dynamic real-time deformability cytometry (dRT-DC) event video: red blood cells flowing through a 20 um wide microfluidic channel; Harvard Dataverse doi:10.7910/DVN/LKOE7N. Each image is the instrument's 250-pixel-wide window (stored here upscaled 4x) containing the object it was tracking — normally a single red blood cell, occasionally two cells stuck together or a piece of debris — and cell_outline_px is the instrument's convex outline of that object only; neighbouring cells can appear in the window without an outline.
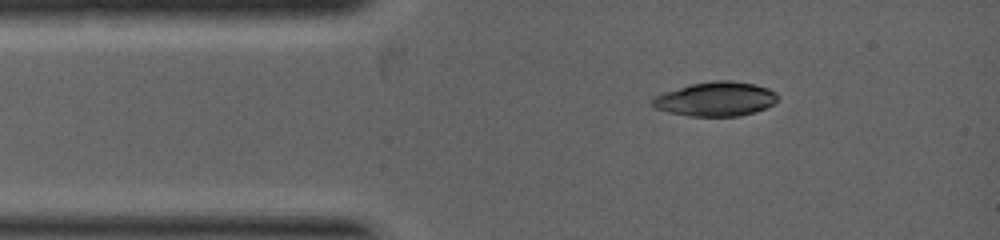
{"species": "common noctule bat (a hibernating species)", "species_latin": "Nyctalus noctula", "temperature_condition": "warm", "stored_images_in_passage": 3, "camera_frame_rate_fps": 5000, "um_per_image_px": 0.085, "animal": {"sex": "female", "body_mass_g": 19.0, "forearm_length_mm": 53.3}, "frame": {"image": 1, "passage_image": 3, "time_ms": 1.2, "image_size_px": [1000, 240], "cell_outline_px": [[780, 96], [772, 104], [764, 108], [740, 116], [688, 116], [668, 112], [656, 108], [652, 104], [652, 100], [656, 96], [664, 92], [688, 84], [716, 80], [732, 80], [756, 84], [768, 88], [776, 92]], "centroid_in_image_um": [60.84, 8.4], "position_along_channel_um": 24.2, "area_um2": 25.03}}